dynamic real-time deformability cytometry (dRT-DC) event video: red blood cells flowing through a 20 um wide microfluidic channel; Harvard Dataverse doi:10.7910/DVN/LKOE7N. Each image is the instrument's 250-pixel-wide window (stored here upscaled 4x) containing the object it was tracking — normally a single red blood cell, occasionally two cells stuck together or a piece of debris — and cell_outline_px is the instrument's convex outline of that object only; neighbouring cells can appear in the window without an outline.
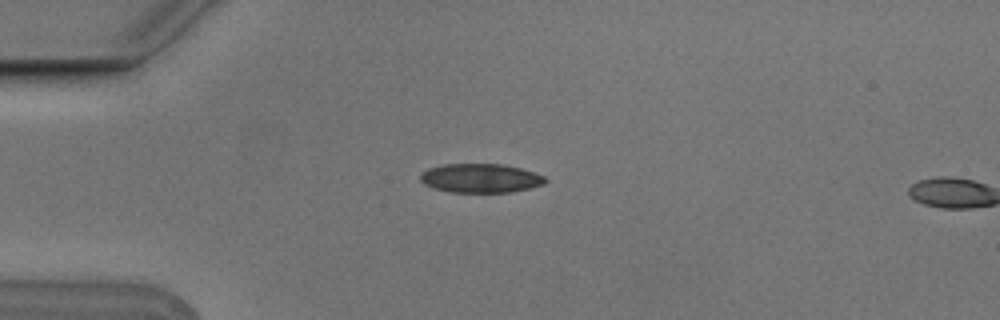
{"species": "Egyptian fruit bat (a non-hibernating species)", "species_latin": "Rousettus aegyptiacus", "temperature_condition": "cold", "stored_images_in_passage": 4, "camera_frame_rate_fps": 3000, "um_per_image_px": 0.085, "animal": {"sex": "male"}, "frame": {"image": 1, "passage_image": 3, "time_ms": 0.667, "image_size_px": [1000, 320], "cell_outline_px": [[548, 180], [544, 184], [512, 192], [452, 192], [432, 188], [424, 184], [420, 180], [420, 172], [428, 168], [444, 164], [500, 164], [520, 168], [544, 176]], "centroid_in_image_um": [40.8, 15.14], "position_along_channel_um": 44.2, "area_um2": 21.1}}